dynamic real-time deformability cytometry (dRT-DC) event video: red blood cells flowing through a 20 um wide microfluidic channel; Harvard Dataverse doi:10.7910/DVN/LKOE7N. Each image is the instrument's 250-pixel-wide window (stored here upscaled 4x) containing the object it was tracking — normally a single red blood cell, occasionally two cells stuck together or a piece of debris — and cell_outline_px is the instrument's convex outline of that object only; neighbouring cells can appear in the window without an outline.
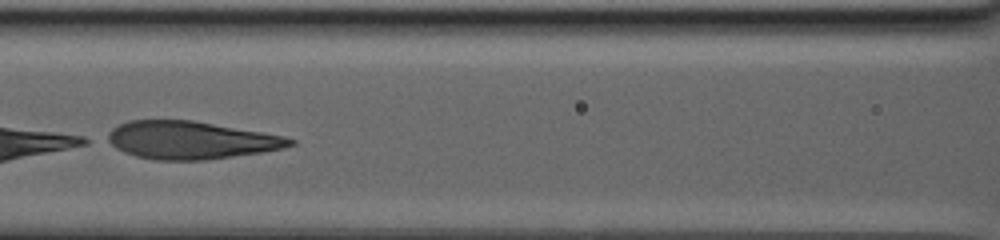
{"species": "human", "species_latin": "Homo sapiens", "temperature_condition": "warm", "stored_images_in_passage": 15, "camera_frame_rate_fps": 3000, "um_per_image_px": 0.085, "donor": {"sex": "male"}, "frame": {"image": 1, "passage_image": 13, "time_ms": 5.667, "image_size_px": [1000, 240], "cell_outline_px": [[296, 144], [284, 148], [264, 152], [208, 160], [152, 160], [136, 156], [124, 152], [116, 148], [104, 140], [108, 132], [112, 128], [128, 120], [192, 120], [284, 136], [296, 140]], "centroid_in_image_um": [16.19, 11.92], "position_along_channel_um": 150.4, "area_um2": 40.4}}